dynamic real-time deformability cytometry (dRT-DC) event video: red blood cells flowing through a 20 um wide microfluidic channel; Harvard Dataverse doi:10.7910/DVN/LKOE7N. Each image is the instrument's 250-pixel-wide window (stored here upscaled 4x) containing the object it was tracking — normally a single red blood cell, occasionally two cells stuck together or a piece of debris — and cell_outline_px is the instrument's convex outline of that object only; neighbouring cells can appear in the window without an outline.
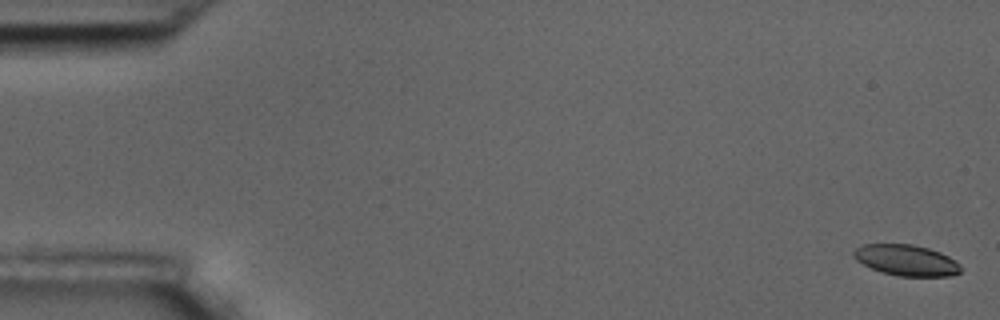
{"species": "common noctule bat (a hibernating species)", "species_latin": "Nyctalus noctula", "temperature_condition": "room temperature", "stored_images_in_passage": 8, "camera_frame_rate_fps": 3000, "um_per_image_px": 0.085, "animal": {"sex": "male", "body_mass_g": 17.5, "forearm_length_mm": 52.3}, "frame": {"image": 1, "passage_image": 1, "time_ms": 0.0, "image_size_px": [1000, 320], "cell_outline_px": [[960, 272], [952, 276], [896, 276], [880, 272], [856, 260], [852, 256], [852, 252], [856, 248], [864, 244], [912, 244], [928, 248], [940, 252], [948, 256], [960, 264]], "centroid_in_image_um": [77.02, 22.12], "position_along_channel_um": 8.0, "area_um2": 19.36}}